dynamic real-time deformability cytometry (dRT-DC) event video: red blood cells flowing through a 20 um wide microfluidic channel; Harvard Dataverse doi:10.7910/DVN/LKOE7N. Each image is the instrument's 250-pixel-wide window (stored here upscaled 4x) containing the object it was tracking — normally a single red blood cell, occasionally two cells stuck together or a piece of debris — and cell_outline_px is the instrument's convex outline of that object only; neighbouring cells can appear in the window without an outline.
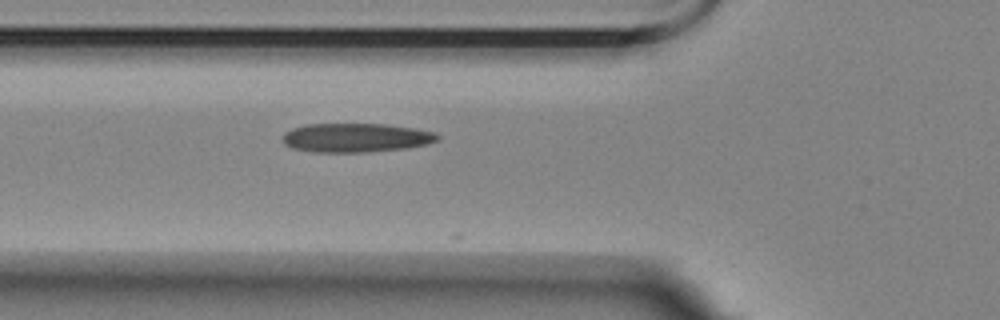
{"species": "Egyptian fruit bat (a non-hibernating species)", "species_latin": "Rousettus aegyptiacus", "temperature_condition": "room temperature", "stored_images_in_passage": 12, "camera_frame_rate_fps": 3000, "um_per_image_px": 0.085, "animal": {"sex": "female"}, "frame": {"image": 1, "passage_image": 8, "time_ms": 2.333, "image_size_px": [1000, 320], "cell_outline_px": [[440, 136], [436, 140], [424, 144], [408, 148], [364, 152], [312, 152], [292, 148], [284, 144], [280, 136], [284, 132], [292, 128], [304, 124], [384, 124], [412, 128], [432, 132]], "centroid_in_image_um": [30.14, 11.7], "position_along_channel_um": 95.7, "area_um2": 26.13}}
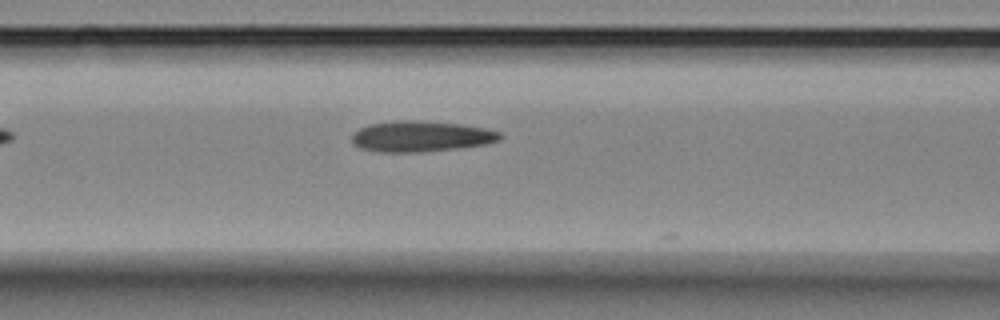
{"frame": {"image": 2, "passage_image": 11, "time_ms": 3.333, "image_size_px": [1000, 320], "cell_outline_px": [[504, 136], [500, 140], [484, 144], [420, 152], [380, 152], [360, 148], [352, 144], [352, 136], [360, 128], [368, 124], [404, 120], [408, 120], [460, 124], [484, 128], [500, 132]], "centroid_in_image_um": [35.76, 11.59], "position_along_channel_um": 130.8, "area_um2": 26.18}}